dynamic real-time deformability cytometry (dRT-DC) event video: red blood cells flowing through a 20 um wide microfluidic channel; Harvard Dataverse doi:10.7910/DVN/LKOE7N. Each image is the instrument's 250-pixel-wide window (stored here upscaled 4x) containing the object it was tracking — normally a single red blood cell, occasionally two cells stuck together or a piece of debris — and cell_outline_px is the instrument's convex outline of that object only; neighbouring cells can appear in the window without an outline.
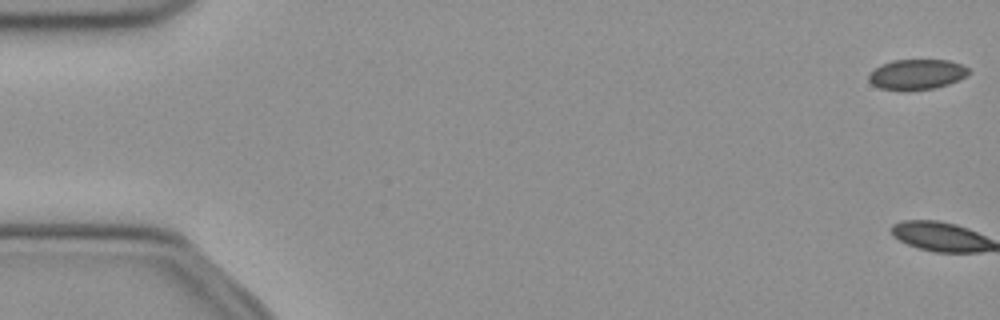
{"species": "common noctule bat (a hibernating species)", "species_latin": "Nyctalus noctula", "temperature_condition": "cold", "stored_images_in_passage": 2, "camera_frame_rate_fps": 3000, "um_per_image_px": 0.085, "animal": {"sex": "female", "body_mass_g": 21.9}, "frame": {"image": 1, "passage_image": 1, "time_ms": 0.0, "image_size_px": [1000, 320], "cell_outline_px": [[968, 72], [964, 76], [948, 84], [932, 88], [880, 88], [872, 84], [868, 80], [868, 76], [880, 64], [892, 60], [948, 60], [960, 64], [968, 68]], "centroid_in_image_um": [77.9, 6.28], "position_along_channel_um": 7.1, "area_um2": 16.82}}